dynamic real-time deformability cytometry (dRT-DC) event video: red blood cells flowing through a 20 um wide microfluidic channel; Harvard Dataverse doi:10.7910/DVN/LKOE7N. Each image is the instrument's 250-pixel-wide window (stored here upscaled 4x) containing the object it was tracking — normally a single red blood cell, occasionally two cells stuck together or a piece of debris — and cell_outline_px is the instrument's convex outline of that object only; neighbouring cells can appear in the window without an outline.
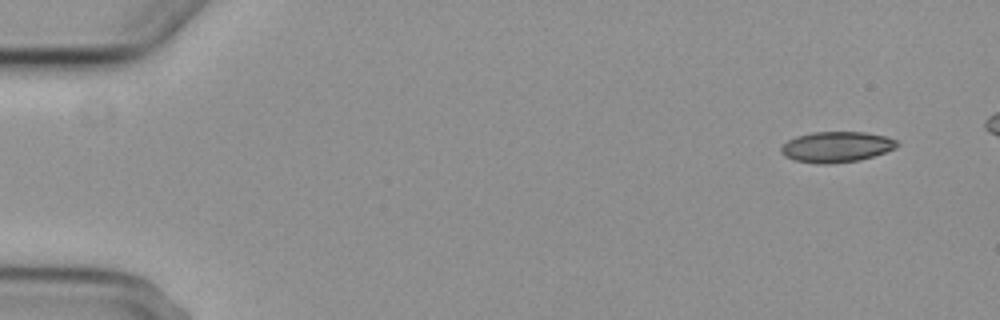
{"species": "common noctule bat (a hibernating species)", "species_latin": "Nyctalus noctula", "temperature_condition": "cold", "stored_images_in_passage": 5, "camera_frame_rate_fps": 3000, "um_per_image_px": 0.085, "animal": {"sex": "female", "body_mass_g": 29.2, "forearm_length_mm": 56.3}, "frame": {"image": 1, "passage_image": 1, "time_ms": 0.0, "image_size_px": [1000, 320], "cell_outline_px": [[900, 144], [896, 148], [860, 160], [828, 164], [820, 164], [796, 160], [784, 156], [780, 152], [780, 148], [788, 140], [796, 136], [812, 132], [864, 132], [888, 136], [896, 140]], "centroid_in_image_um": [71.11, 12.48], "position_along_channel_um": 13.9, "area_um2": 20.75}}